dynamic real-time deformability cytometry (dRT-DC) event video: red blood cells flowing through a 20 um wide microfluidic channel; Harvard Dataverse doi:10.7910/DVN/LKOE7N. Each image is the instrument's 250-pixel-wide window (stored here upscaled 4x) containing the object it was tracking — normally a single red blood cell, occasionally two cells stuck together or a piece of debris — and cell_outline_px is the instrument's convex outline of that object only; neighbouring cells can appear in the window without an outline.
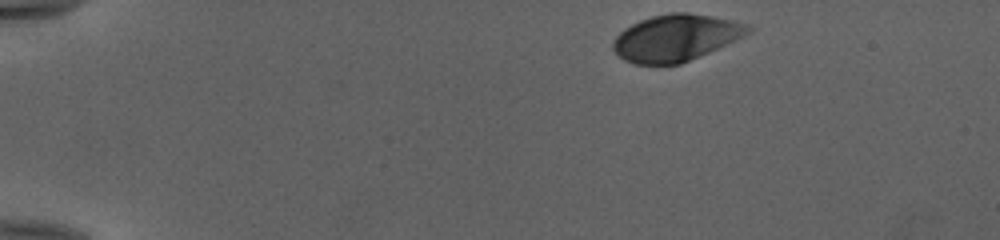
{"species": "human", "species_latin": "Homo sapiens", "temperature_condition": "cold", "stored_images_in_passage": 45, "camera_frame_rate_fps": 3000, "um_per_image_px": 0.085, "donor": {"sex": "female"}, "frame": {"image": 1, "passage_image": 1, "time_ms": 0.0, "image_size_px": [1000, 240], "cell_outline_px": [[752, 32], [708, 52], [680, 64], [632, 64], [624, 60], [612, 48], [612, 44], [616, 36], [624, 28], [640, 20], [652, 16], [672, 12], [688, 12], [732, 20], [748, 24], [752, 28]], "centroid_in_image_um": [57.43, 3.2], "position_along_channel_um": 27.6, "area_um2": 36.41}}
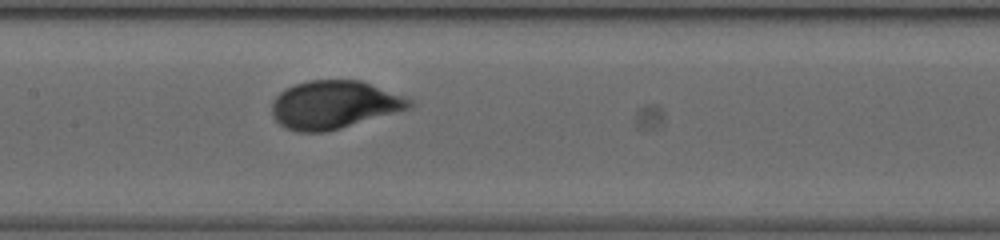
{"frame": {"image": 2, "passage_image": 20, "time_ms": 6.333, "image_size_px": [1000, 240], "cell_outline_px": [[416, 104], [412, 108], [340, 128], [324, 132], [296, 132], [284, 128], [272, 116], [272, 100], [280, 92], [296, 84], [308, 80], [360, 80], [404, 96], [412, 100]], "centroid_in_image_um": [28.4, 8.91], "position_along_channel_um": 179.0, "area_um2": 38.55}}
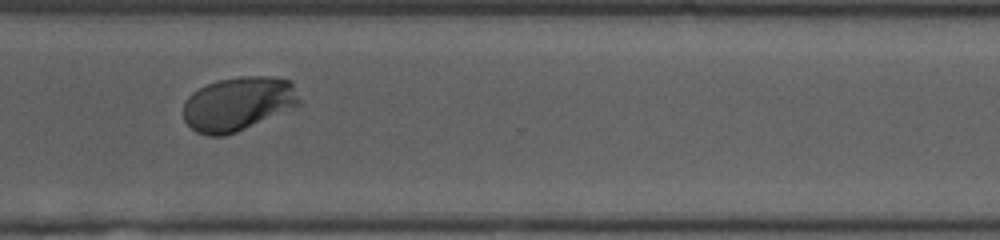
{"frame": {"image": 3, "passage_image": 33, "time_ms": 10.667, "image_size_px": [1000, 240], "cell_outline_px": [[300, 108], [236, 132], [224, 136], [208, 136], [196, 132], [184, 120], [184, 100], [192, 92], [216, 80], [240, 76], [276, 76], [292, 80], [300, 100]], "centroid_in_image_um": [20.32, 8.82], "position_along_channel_um": 350.3, "area_um2": 37.4}, "authors_computed_cell_mechanics": {"area_um2": 37.4544, "velocity_mm_per_s": 3.9641, "shape_relaxation_time_tau1_ms": 2.5075, "shape_relaxation_time_tau2_ms": null, "deformation_change_tau1": 0.1536, "deformation_change_tau2": null}}